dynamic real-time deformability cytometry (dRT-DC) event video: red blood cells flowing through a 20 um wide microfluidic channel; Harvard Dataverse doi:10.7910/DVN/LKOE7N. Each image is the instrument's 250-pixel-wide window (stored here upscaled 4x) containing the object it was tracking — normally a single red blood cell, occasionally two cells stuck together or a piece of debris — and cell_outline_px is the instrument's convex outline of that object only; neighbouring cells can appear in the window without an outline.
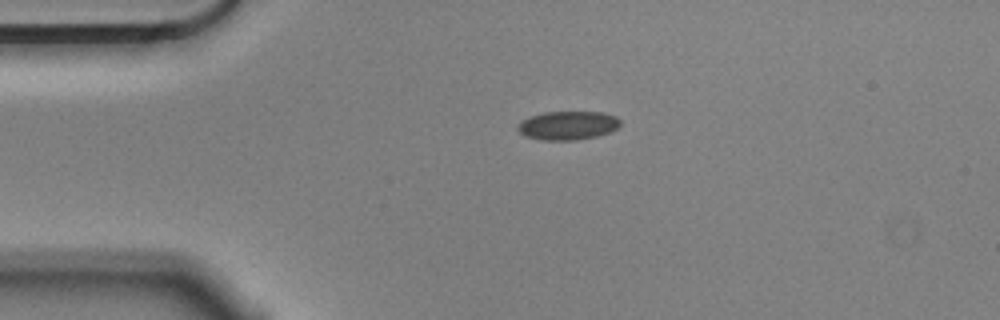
{"species": "Egyptian fruit bat (a non-hibernating species)", "species_latin": "Rousettus aegyptiacus", "temperature_condition": "cold", "stored_images_in_passage": 45, "camera_frame_rate_fps": 3000, "um_per_image_px": 0.085, "animal": {"sex": "male"}, "frame": {"image": 1, "passage_image": 1, "time_ms": 0.0, "image_size_px": [1000, 320], "cell_outline_px": [[620, 124], [612, 132], [596, 136], [576, 140], [544, 140], [524, 136], [516, 128], [516, 124], [520, 120], [528, 116], [544, 112], [604, 112], [616, 116], [620, 120]], "centroid_in_image_um": [48.23, 10.65], "position_along_channel_um": 36.8, "area_um2": 17.4}}
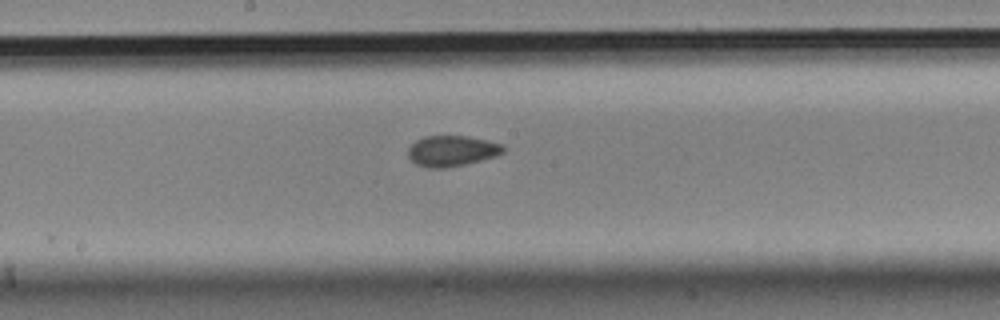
{"frame": {"image": 2, "passage_image": 18, "time_ms": 5.667, "image_size_px": [1000, 320], "cell_outline_px": [[504, 152], [496, 156], [448, 168], [428, 168], [416, 164], [408, 156], [408, 148], [416, 140], [424, 136], [468, 136], [504, 144]], "centroid_in_image_um": [38.4, 12.82], "position_along_channel_um": 209.8, "area_um2": 17.05}}
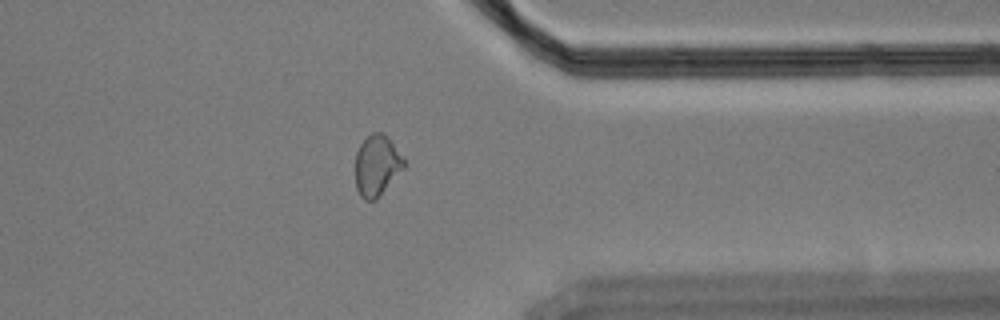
{"frame": {"image": 3, "passage_image": 33, "time_ms": 10.667, "image_size_px": [1000, 320], "cell_outline_px": [[404, 168], [376, 200], [364, 200], [360, 196], [356, 188], [356, 152], [360, 144], [372, 132], [384, 132], [388, 136], [404, 160]], "centroid_in_image_um": [32.02, 14.06], "position_along_channel_um": 379.4, "area_um2": 17.17}, "authors_computed_cell_mechanics": {"area_um2": 17.2244, "velocity_mm_per_s": 3.5611, "shape_relaxation_time_tau1_ms": null, "shape_relaxation_time_tau2_ms": 2.5318, "deformation_change_tau1": null, "deformation_change_tau2": 0.0547}}